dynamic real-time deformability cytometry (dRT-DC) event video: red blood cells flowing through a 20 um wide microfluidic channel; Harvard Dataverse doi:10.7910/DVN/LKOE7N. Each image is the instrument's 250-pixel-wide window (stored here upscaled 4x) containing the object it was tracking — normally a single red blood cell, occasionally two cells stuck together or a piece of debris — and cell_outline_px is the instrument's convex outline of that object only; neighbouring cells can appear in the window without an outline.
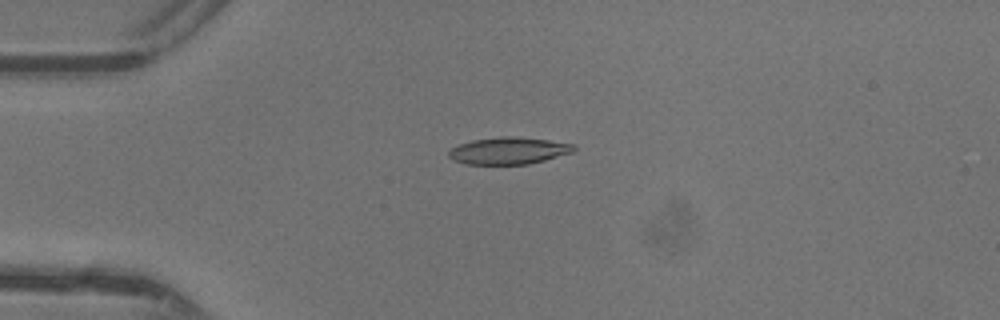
{"species": "common noctule bat (a hibernating species)", "species_latin": "Nyctalus noctula", "temperature_condition": "warm", "stored_images_in_passage": 36, "camera_frame_rate_fps": 3000, "um_per_image_px": 0.085, "animal": {"sex": "female"}, "frame": {"image": 1, "passage_image": 1, "time_ms": 0.0, "image_size_px": [1000, 320], "cell_outline_px": [[576, 148], [572, 152], [544, 160], [528, 164], [464, 164], [452, 160], [448, 156], [448, 152], [452, 148], [460, 144], [472, 140], [500, 136], [508, 136], [548, 140], [576, 144]], "centroid_in_image_um": [43.21, 12.81], "position_along_channel_um": 41.8, "area_um2": 19.59}}
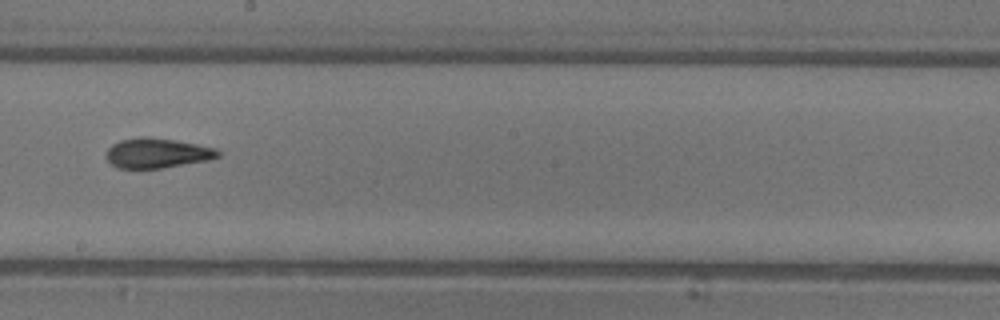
{"frame": {"image": 2, "passage_image": 16, "time_ms": 5.0, "image_size_px": [1000, 320], "cell_outline_px": [[220, 156], [208, 160], [160, 168], [116, 168], [104, 156], [108, 148], [112, 144], [120, 140], [140, 136], [144, 136], [176, 140], [216, 148], [220, 152]], "centroid_in_image_um": [13.32, 13.0], "position_along_channel_um": 234.9, "area_um2": 19.48}}
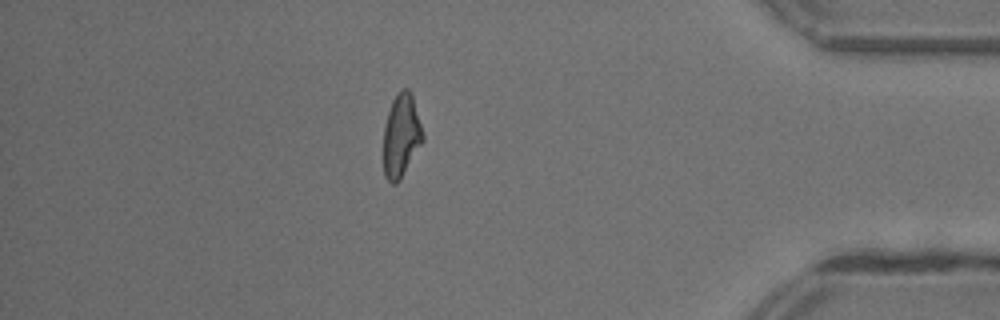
{"frame": {"image": 3, "passage_image": 30, "time_ms": 9.667, "image_size_px": [1000, 320], "cell_outline_px": [[424, 140], [400, 180], [396, 184], [392, 184], [384, 176], [384, 128], [388, 112], [392, 100], [404, 88], [408, 88], [412, 92], [424, 136]], "centroid_in_image_um": [34.12, 11.54], "position_along_channel_um": 401.1, "area_um2": 19.02}, "authors_computed_cell_mechanics": {"area_um2": 19.3919, "velocity_mm_per_s": 4.4122, "shape_relaxation_time_tau1_ms": 3.6051, "shape_relaxation_time_tau2_ms": 1.6662, "deformation_change_tau1": 0.1611, "deformation_change_tau2": 0.0927}}